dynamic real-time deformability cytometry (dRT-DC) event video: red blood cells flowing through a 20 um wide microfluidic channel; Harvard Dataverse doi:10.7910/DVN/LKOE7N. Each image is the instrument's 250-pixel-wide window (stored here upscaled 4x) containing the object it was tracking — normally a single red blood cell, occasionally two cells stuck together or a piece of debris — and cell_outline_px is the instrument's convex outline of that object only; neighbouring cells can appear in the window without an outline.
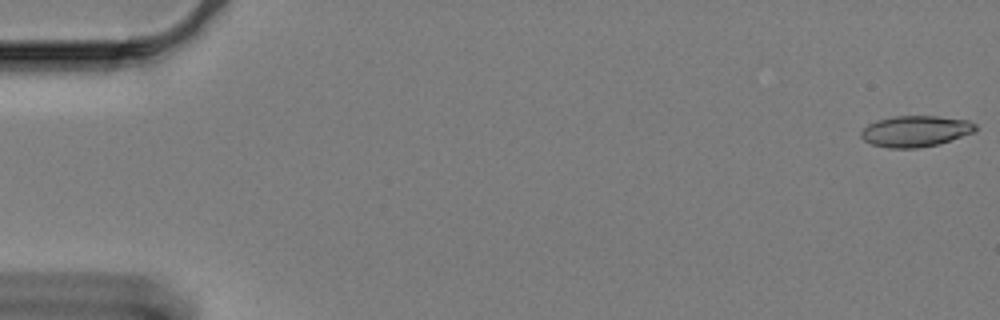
{"species": "Egyptian fruit bat (a non-hibernating species)", "species_latin": "Rousettus aegyptiacus", "temperature_condition": "cold", "stored_images_in_passage": 11, "camera_frame_rate_fps": 3000, "um_per_image_px": 0.085, "animal": {"sex": "female"}, "frame": {"image": 1, "passage_image": 1, "time_ms": 0.0, "image_size_px": [1000, 320], "cell_outline_px": [[976, 132], [940, 144], [916, 148], [888, 148], [872, 144], [864, 140], [860, 136], [860, 132], [868, 124], [876, 120], [892, 116], [936, 116], [968, 120], [976, 124]], "centroid_in_image_um": [77.83, 11.15], "position_along_channel_um": 7.2, "area_um2": 20.92}}